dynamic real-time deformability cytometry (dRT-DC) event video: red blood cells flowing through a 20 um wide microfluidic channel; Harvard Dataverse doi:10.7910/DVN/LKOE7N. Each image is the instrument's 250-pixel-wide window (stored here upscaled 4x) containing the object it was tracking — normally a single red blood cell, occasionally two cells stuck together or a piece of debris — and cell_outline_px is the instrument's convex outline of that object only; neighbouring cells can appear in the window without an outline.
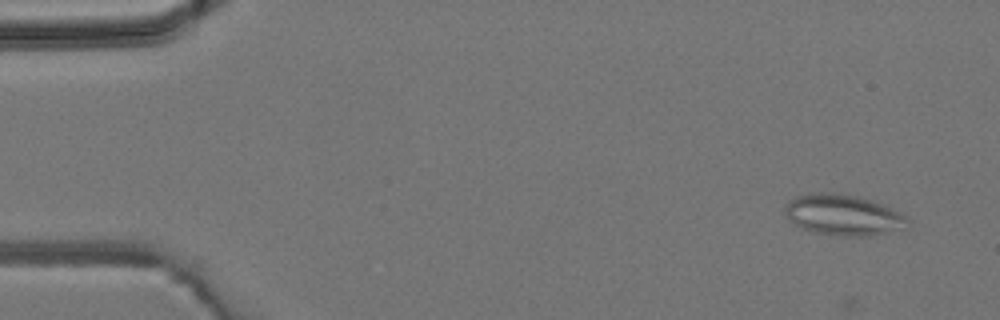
{"species": "common noctule bat (a hibernating species)", "species_latin": "Nyctalus noctula", "temperature_condition": "room temperature", "stored_images_in_passage": 10, "camera_frame_rate_fps": 3000, "um_per_image_px": 0.085, "animal": {"sex": "male", "body_mass_g": 19.2, "forearm_length_mm": 51.8}, "frame": {"image": 1, "passage_image": 1, "time_ms": 0.0, "image_size_px": [1000, 320], "cell_outline_px": [[912, 220], [900, 228], [868, 236], [844, 236], [812, 232], [788, 220], [784, 212], [784, 208], [788, 200], [796, 196], [808, 192], [832, 192], [860, 196], [872, 200], [900, 212], [908, 216]], "centroid_in_image_um": [71.63, 18.24], "position_along_channel_um": 13.4, "area_um2": 29.3}}